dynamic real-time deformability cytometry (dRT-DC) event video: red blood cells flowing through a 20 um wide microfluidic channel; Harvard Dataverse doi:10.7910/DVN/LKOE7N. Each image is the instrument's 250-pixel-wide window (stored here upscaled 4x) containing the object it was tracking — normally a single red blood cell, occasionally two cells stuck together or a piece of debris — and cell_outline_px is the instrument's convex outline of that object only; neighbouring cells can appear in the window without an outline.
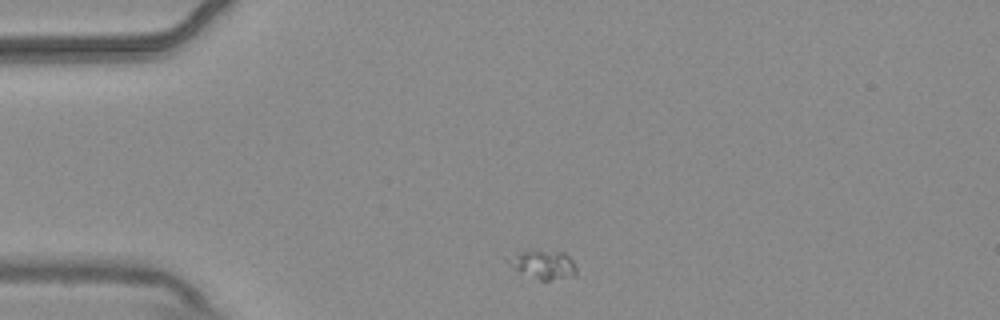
{"species": "common noctule bat (a hibernating species)", "species_latin": "Nyctalus noctula", "temperature_condition": "warm", "stored_images_in_passage": 4, "camera_frame_rate_fps": 3000, "um_per_image_px": 0.085, "animal": {"sex": "male", "body_mass_g": 20.4}, "frame": {"image": 1, "passage_image": 1, "time_ms": 0.0, "image_size_px": [1000, 320], "cell_outline_px": [[576, 272], [572, 276], [548, 280], [540, 280], [516, 268], [504, 260], [520, 252], [564, 252], [576, 264]], "centroid_in_image_um": [46.24, 22.5], "position_along_channel_um": 38.8, "area_um2": 10.64}}